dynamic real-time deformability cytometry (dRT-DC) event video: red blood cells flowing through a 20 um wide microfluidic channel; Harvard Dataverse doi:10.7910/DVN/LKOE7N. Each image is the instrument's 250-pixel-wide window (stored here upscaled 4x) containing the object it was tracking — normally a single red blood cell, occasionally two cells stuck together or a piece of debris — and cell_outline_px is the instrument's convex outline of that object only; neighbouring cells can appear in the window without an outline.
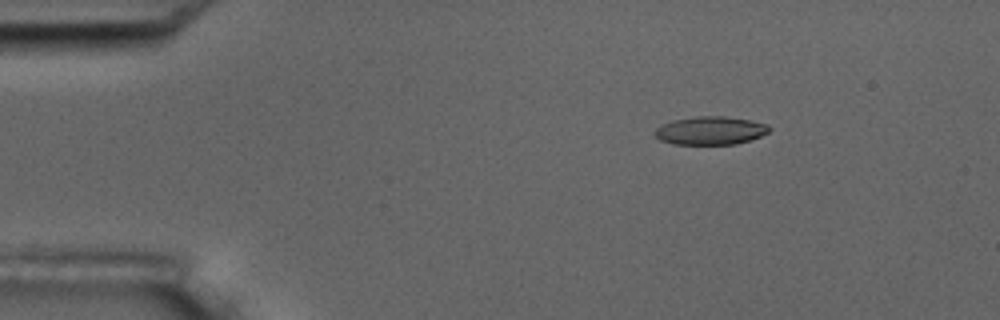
{"species": "common noctule bat (a hibernating species)", "species_latin": "Nyctalus noctula", "temperature_condition": "room temperature", "stored_images_in_passage": 5, "camera_frame_rate_fps": 3000, "um_per_image_px": 0.085, "animal": {"sex": "male", "body_mass_g": 17.5, "forearm_length_mm": 52.3}, "frame": {"image": 1, "passage_image": 2, "time_ms": 1.333, "image_size_px": [1000, 320], "cell_outline_px": [[772, 128], [768, 132], [760, 136], [736, 144], [672, 144], [660, 140], [656, 136], [656, 128], [660, 124], [672, 120], [696, 116], [724, 116], [748, 120], [768, 124]], "centroid_in_image_um": [60.37, 11.09], "position_along_channel_um": 24.6, "area_um2": 18.79}}
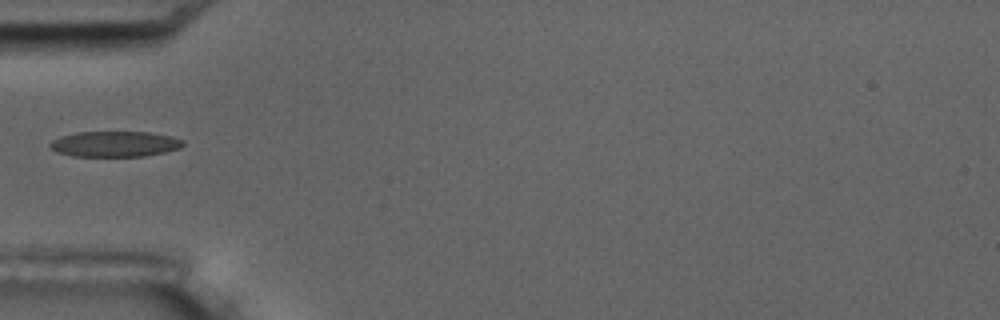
{"frame": {"image": 2, "passage_image": 5, "time_ms": 4.667, "image_size_px": [1000, 320], "cell_outline_px": [[184, 144], [180, 148], [164, 152], [144, 156], [72, 156], [56, 152], [48, 148], [48, 144], [52, 140], [60, 136], [76, 132], [148, 132], [172, 136], [184, 140]], "centroid_in_image_um": [9.72, 12.24], "position_along_channel_um": 75.3, "area_um2": 20.0}}